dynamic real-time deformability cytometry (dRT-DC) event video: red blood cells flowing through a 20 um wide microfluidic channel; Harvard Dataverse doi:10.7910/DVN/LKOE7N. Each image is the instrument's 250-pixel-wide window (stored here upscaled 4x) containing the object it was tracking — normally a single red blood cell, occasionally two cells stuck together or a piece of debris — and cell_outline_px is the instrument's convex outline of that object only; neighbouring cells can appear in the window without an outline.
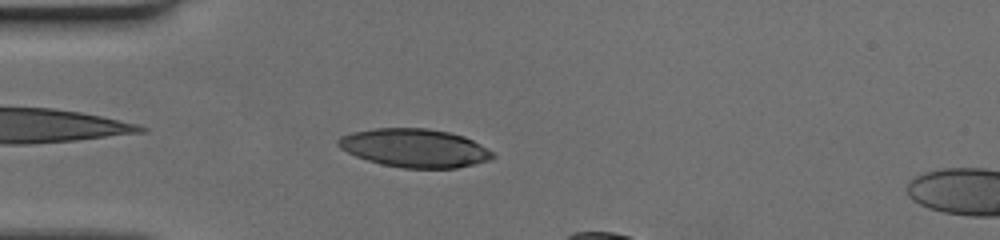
{"species": "human", "species_latin": "Homo sapiens", "temperature_condition": "cold", "stored_images_in_passage": 14, "camera_frame_rate_fps": 3000, "um_per_image_px": 0.085, "donor": {"sex": "female"}, "frame": {"image": 1, "passage_image": 2, "time_ms": 0.333, "image_size_px": [1000, 240], "cell_outline_px": [[496, 156], [488, 160], [456, 168], [404, 168], [380, 164], [356, 156], [340, 148], [336, 144], [336, 140], [340, 136], [352, 132], [376, 128], [428, 128], [448, 132], [464, 136], [480, 144], [492, 152]], "centroid_in_image_um": [35.21, 12.57], "position_along_channel_um": 49.8, "area_um2": 34.51}}
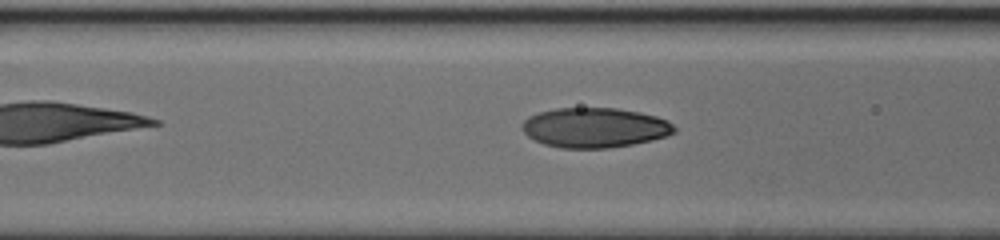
{"frame": {"image": 2, "passage_image": 8, "time_ms": 2.333, "image_size_px": [1000, 240], "cell_outline_px": [[676, 132], [652, 140], [632, 144], [608, 148], [560, 148], [544, 144], [528, 136], [520, 128], [524, 120], [528, 116], [540, 112], [556, 108], [616, 108], [640, 112], [656, 116], [668, 120], [676, 128]], "centroid_in_image_um": [50.54, 10.85], "position_along_channel_um": 116.1, "area_um2": 35.37}}
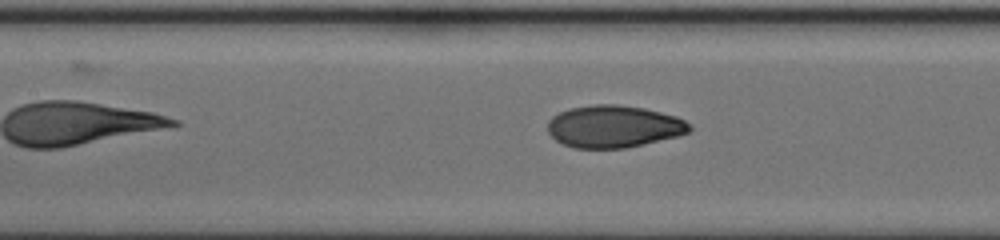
{"frame": {"image": 3, "passage_image": 11, "time_ms": 3.333, "image_size_px": [1000, 240], "cell_outline_px": [[692, 128], [688, 132], [676, 136], [624, 148], [576, 148], [564, 144], [556, 140], [548, 132], [548, 120], [552, 116], [568, 108], [592, 104], [616, 104], [644, 108], [676, 116], [692, 124]], "centroid_in_image_um": [52.15, 10.73], "position_along_channel_um": 155.3, "area_um2": 34.8}}